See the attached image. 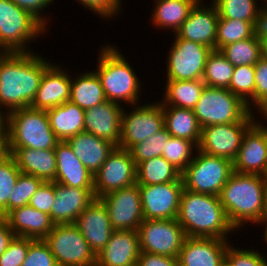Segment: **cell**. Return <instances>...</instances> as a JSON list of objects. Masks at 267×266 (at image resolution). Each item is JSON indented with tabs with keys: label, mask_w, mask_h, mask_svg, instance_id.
I'll list each match as a JSON object with an SVG mask.
<instances>
[{
	"label": "cell",
	"mask_w": 267,
	"mask_h": 266,
	"mask_svg": "<svg viewBox=\"0 0 267 266\" xmlns=\"http://www.w3.org/2000/svg\"><path fill=\"white\" fill-rule=\"evenodd\" d=\"M193 149H198L193 142L170 136L161 156L182 173L193 160Z\"/></svg>",
	"instance_id": "cell-39"
},
{
	"label": "cell",
	"mask_w": 267,
	"mask_h": 266,
	"mask_svg": "<svg viewBox=\"0 0 267 266\" xmlns=\"http://www.w3.org/2000/svg\"><path fill=\"white\" fill-rule=\"evenodd\" d=\"M267 177L233 171L219 195L227 218L235 230L245 223L260 224L264 218Z\"/></svg>",
	"instance_id": "cell-2"
},
{
	"label": "cell",
	"mask_w": 267,
	"mask_h": 266,
	"mask_svg": "<svg viewBox=\"0 0 267 266\" xmlns=\"http://www.w3.org/2000/svg\"><path fill=\"white\" fill-rule=\"evenodd\" d=\"M264 218H267V183L265 186V207H264Z\"/></svg>",
	"instance_id": "cell-59"
},
{
	"label": "cell",
	"mask_w": 267,
	"mask_h": 266,
	"mask_svg": "<svg viewBox=\"0 0 267 266\" xmlns=\"http://www.w3.org/2000/svg\"><path fill=\"white\" fill-rule=\"evenodd\" d=\"M170 136L166 128L163 127L154 135L134 145L129 151L136 166L143 161L161 156L163 151H165L166 141Z\"/></svg>",
	"instance_id": "cell-42"
},
{
	"label": "cell",
	"mask_w": 267,
	"mask_h": 266,
	"mask_svg": "<svg viewBox=\"0 0 267 266\" xmlns=\"http://www.w3.org/2000/svg\"><path fill=\"white\" fill-rule=\"evenodd\" d=\"M10 153L22 173L44 182L55 181L57 162L54 149L10 148Z\"/></svg>",
	"instance_id": "cell-28"
},
{
	"label": "cell",
	"mask_w": 267,
	"mask_h": 266,
	"mask_svg": "<svg viewBox=\"0 0 267 266\" xmlns=\"http://www.w3.org/2000/svg\"><path fill=\"white\" fill-rule=\"evenodd\" d=\"M233 170L267 177V129L253 124L246 131Z\"/></svg>",
	"instance_id": "cell-18"
},
{
	"label": "cell",
	"mask_w": 267,
	"mask_h": 266,
	"mask_svg": "<svg viewBox=\"0 0 267 266\" xmlns=\"http://www.w3.org/2000/svg\"><path fill=\"white\" fill-rule=\"evenodd\" d=\"M106 100L102 83L95 71H87L74 78L71 75L70 102L86 110Z\"/></svg>",
	"instance_id": "cell-32"
},
{
	"label": "cell",
	"mask_w": 267,
	"mask_h": 266,
	"mask_svg": "<svg viewBox=\"0 0 267 266\" xmlns=\"http://www.w3.org/2000/svg\"><path fill=\"white\" fill-rule=\"evenodd\" d=\"M229 244L225 258L232 266H267L264 255L255 249H239Z\"/></svg>",
	"instance_id": "cell-45"
},
{
	"label": "cell",
	"mask_w": 267,
	"mask_h": 266,
	"mask_svg": "<svg viewBox=\"0 0 267 266\" xmlns=\"http://www.w3.org/2000/svg\"><path fill=\"white\" fill-rule=\"evenodd\" d=\"M16 237L5 217L0 216V256L9 247L10 243Z\"/></svg>",
	"instance_id": "cell-53"
},
{
	"label": "cell",
	"mask_w": 267,
	"mask_h": 266,
	"mask_svg": "<svg viewBox=\"0 0 267 266\" xmlns=\"http://www.w3.org/2000/svg\"><path fill=\"white\" fill-rule=\"evenodd\" d=\"M7 126V115L0 109V132Z\"/></svg>",
	"instance_id": "cell-56"
},
{
	"label": "cell",
	"mask_w": 267,
	"mask_h": 266,
	"mask_svg": "<svg viewBox=\"0 0 267 266\" xmlns=\"http://www.w3.org/2000/svg\"><path fill=\"white\" fill-rule=\"evenodd\" d=\"M137 266H178V257L162 256L141 251Z\"/></svg>",
	"instance_id": "cell-51"
},
{
	"label": "cell",
	"mask_w": 267,
	"mask_h": 266,
	"mask_svg": "<svg viewBox=\"0 0 267 266\" xmlns=\"http://www.w3.org/2000/svg\"><path fill=\"white\" fill-rule=\"evenodd\" d=\"M9 135L7 126L0 132V161L10 156Z\"/></svg>",
	"instance_id": "cell-54"
},
{
	"label": "cell",
	"mask_w": 267,
	"mask_h": 266,
	"mask_svg": "<svg viewBox=\"0 0 267 266\" xmlns=\"http://www.w3.org/2000/svg\"><path fill=\"white\" fill-rule=\"evenodd\" d=\"M261 223L263 224V226H265L263 240H264V241H267V218H263V219L260 221V224H261Z\"/></svg>",
	"instance_id": "cell-58"
},
{
	"label": "cell",
	"mask_w": 267,
	"mask_h": 266,
	"mask_svg": "<svg viewBox=\"0 0 267 266\" xmlns=\"http://www.w3.org/2000/svg\"><path fill=\"white\" fill-rule=\"evenodd\" d=\"M254 122L210 125L202 128L198 150L212 156L235 160L246 131Z\"/></svg>",
	"instance_id": "cell-15"
},
{
	"label": "cell",
	"mask_w": 267,
	"mask_h": 266,
	"mask_svg": "<svg viewBox=\"0 0 267 266\" xmlns=\"http://www.w3.org/2000/svg\"><path fill=\"white\" fill-rule=\"evenodd\" d=\"M33 239L16 236L0 256V266H22Z\"/></svg>",
	"instance_id": "cell-46"
},
{
	"label": "cell",
	"mask_w": 267,
	"mask_h": 266,
	"mask_svg": "<svg viewBox=\"0 0 267 266\" xmlns=\"http://www.w3.org/2000/svg\"><path fill=\"white\" fill-rule=\"evenodd\" d=\"M66 70L52 62L41 78L31 108L47 111L70 100L71 73Z\"/></svg>",
	"instance_id": "cell-19"
},
{
	"label": "cell",
	"mask_w": 267,
	"mask_h": 266,
	"mask_svg": "<svg viewBox=\"0 0 267 266\" xmlns=\"http://www.w3.org/2000/svg\"><path fill=\"white\" fill-rule=\"evenodd\" d=\"M173 181H183L181 172L162 156H157L137 165L136 183L154 185Z\"/></svg>",
	"instance_id": "cell-34"
},
{
	"label": "cell",
	"mask_w": 267,
	"mask_h": 266,
	"mask_svg": "<svg viewBox=\"0 0 267 266\" xmlns=\"http://www.w3.org/2000/svg\"><path fill=\"white\" fill-rule=\"evenodd\" d=\"M199 0H155L151 22L155 28L172 30L180 28L188 18L191 9Z\"/></svg>",
	"instance_id": "cell-31"
},
{
	"label": "cell",
	"mask_w": 267,
	"mask_h": 266,
	"mask_svg": "<svg viewBox=\"0 0 267 266\" xmlns=\"http://www.w3.org/2000/svg\"><path fill=\"white\" fill-rule=\"evenodd\" d=\"M74 224L97 255L108 243L114 229L104 203L96 198L76 219Z\"/></svg>",
	"instance_id": "cell-20"
},
{
	"label": "cell",
	"mask_w": 267,
	"mask_h": 266,
	"mask_svg": "<svg viewBox=\"0 0 267 266\" xmlns=\"http://www.w3.org/2000/svg\"><path fill=\"white\" fill-rule=\"evenodd\" d=\"M50 126L60 141L85 131V110L70 101L46 111Z\"/></svg>",
	"instance_id": "cell-29"
},
{
	"label": "cell",
	"mask_w": 267,
	"mask_h": 266,
	"mask_svg": "<svg viewBox=\"0 0 267 266\" xmlns=\"http://www.w3.org/2000/svg\"><path fill=\"white\" fill-rule=\"evenodd\" d=\"M201 128L236 122H254L247 104L227 88L205 86L195 108Z\"/></svg>",
	"instance_id": "cell-6"
},
{
	"label": "cell",
	"mask_w": 267,
	"mask_h": 266,
	"mask_svg": "<svg viewBox=\"0 0 267 266\" xmlns=\"http://www.w3.org/2000/svg\"><path fill=\"white\" fill-rule=\"evenodd\" d=\"M220 18L249 21L252 23L260 6L257 0H211Z\"/></svg>",
	"instance_id": "cell-40"
},
{
	"label": "cell",
	"mask_w": 267,
	"mask_h": 266,
	"mask_svg": "<svg viewBox=\"0 0 267 266\" xmlns=\"http://www.w3.org/2000/svg\"><path fill=\"white\" fill-rule=\"evenodd\" d=\"M176 220L187 237L219 238L235 232L219 196L194 193L183 189Z\"/></svg>",
	"instance_id": "cell-3"
},
{
	"label": "cell",
	"mask_w": 267,
	"mask_h": 266,
	"mask_svg": "<svg viewBox=\"0 0 267 266\" xmlns=\"http://www.w3.org/2000/svg\"><path fill=\"white\" fill-rule=\"evenodd\" d=\"M205 5L199 0L191 9L188 18L181 24L175 35L203 44L216 50V32L219 14L211 1ZM204 5V6H203Z\"/></svg>",
	"instance_id": "cell-17"
},
{
	"label": "cell",
	"mask_w": 267,
	"mask_h": 266,
	"mask_svg": "<svg viewBox=\"0 0 267 266\" xmlns=\"http://www.w3.org/2000/svg\"><path fill=\"white\" fill-rule=\"evenodd\" d=\"M263 2H265L264 4L267 6V0H262Z\"/></svg>",
	"instance_id": "cell-62"
},
{
	"label": "cell",
	"mask_w": 267,
	"mask_h": 266,
	"mask_svg": "<svg viewBox=\"0 0 267 266\" xmlns=\"http://www.w3.org/2000/svg\"><path fill=\"white\" fill-rule=\"evenodd\" d=\"M228 240L186 237L178 255V266H219L224 260Z\"/></svg>",
	"instance_id": "cell-21"
},
{
	"label": "cell",
	"mask_w": 267,
	"mask_h": 266,
	"mask_svg": "<svg viewBox=\"0 0 267 266\" xmlns=\"http://www.w3.org/2000/svg\"><path fill=\"white\" fill-rule=\"evenodd\" d=\"M46 32L24 9L11 0H0V53L31 52L29 43Z\"/></svg>",
	"instance_id": "cell-7"
},
{
	"label": "cell",
	"mask_w": 267,
	"mask_h": 266,
	"mask_svg": "<svg viewBox=\"0 0 267 266\" xmlns=\"http://www.w3.org/2000/svg\"><path fill=\"white\" fill-rule=\"evenodd\" d=\"M142 212L148 219H176L179 211L183 181L154 185H139Z\"/></svg>",
	"instance_id": "cell-16"
},
{
	"label": "cell",
	"mask_w": 267,
	"mask_h": 266,
	"mask_svg": "<svg viewBox=\"0 0 267 266\" xmlns=\"http://www.w3.org/2000/svg\"><path fill=\"white\" fill-rule=\"evenodd\" d=\"M174 36L167 56V80H202L206 60L212 49Z\"/></svg>",
	"instance_id": "cell-11"
},
{
	"label": "cell",
	"mask_w": 267,
	"mask_h": 266,
	"mask_svg": "<svg viewBox=\"0 0 267 266\" xmlns=\"http://www.w3.org/2000/svg\"><path fill=\"white\" fill-rule=\"evenodd\" d=\"M43 182V180L33 175L21 172L9 196V212L15 208L28 205L30 198Z\"/></svg>",
	"instance_id": "cell-43"
},
{
	"label": "cell",
	"mask_w": 267,
	"mask_h": 266,
	"mask_svg": "<svg viewBox=\"0 0 267 266\" xmlns=\"http://www.w3.org/2000/svg\"><path fill=\"white\" fill-rule=\"evenodd\" d=\"M9 148L55 149L60 140L50 126L46 111L31 107L7 114Z\"/></svg>",
	"instance_id": "cell-5"
},
{
	"label": "cell",
	"mask_w": 267,
	"mask_h": 266,
	"mask_svg": "<svg viewBox=\"0 0 267 266\" xmlns=\"http://www.w3.org/2000/svg\"><path fill=\"white\" fill-rule=\"evenodd\" d=\"M164 127L173 137L184 138L197 147L201 139L202 128L192 109L163 106Z\"/></svg>",
	"instance_id": "cell-30"
},
{
	"label": "cell",
	"mask_w": 267,
	"mask_h": 266,
	"mask_svg": "<svg viewBox=\"0 0 267 266\" xmlns=\"http://www.w3.org/2000/svg\"><path fill=\"white\" fill-rule=\"evenodd\" d=\"M44 241L58 266H96V255L74 223L55 224Z\"/></svg>",
	"instance_id": "cell-9"
},
{
	"label": "cell",
	"mask_w": 267,
	"mask_h": 266,
	"mask_svg": "<svg viewBox=\"0 0 267 266\" xmlns=\"http://www.w3.org/2000/svg\"><path fill=\"white\" fill-rule=\"evenodd\" d=\"M22 266H58L50 247L44 240H34Z\"/></svg>",
	"instance_id": "cell-44"
},
{
	"label": "cell",
	"mask_w": 267,
	"mask_h": 266,
	"mask_svg": "<svg viewBox=\"0 0 267 266\" xmlns=\"http://www.w3.org/2000/svg\"><path fill=\"white\" fill-rule=\"evenodd\" d=\"M261 51H262L261 58L267 61V39L261 42Z\"/></svg>",
	"instance_id": "cell-57"
},
{
	"label": "cell",
	"mask_w": 267,
	"mask_h": 266,
	"mask_svg": "<svg viewBox=\"0 0 267 266\" xmlns=\"http://www.w3.org/2000/svg\"><path fill=\"white\" fill-rule=\"evenodd\" d=\"M15 5L24 9L28 12L32 17H34L46 30L48 28V20L47 17L44 16L43 13L45 8L54 0H11ZM43 14V15H42Z\"/></svg>",
	"instance_id": "cell-49"
},
{
	"label": "cell",
	"mask_w": 267,
	"mask_h": 266,
	"mask_svg": "<svg viewBox=\"0 0 267 266\" xmlns=\"http://www.w3.org/2000/svg\"><path fill=\"white\" fill-rule=\"evenodd\" d=\"M252 37L262 42L267 39V6H260L252 21Z\"/></svg>",
	"instance_id": "cell-52"
},
{
	"label": "cell",
	"mask_w": 267,
	"mask_h": 266,
	"mask_svg": "<svg viewBox=\"0 0 267 266\" xmlns=\"http://www.w3.org/2000/svg\"><path fill=\"white\" fill-rule=\"evenodd\" d=\"M99 199L107 209L114 230H138L144 216L137 183L109 192Z\"/></svg>",
	"instance_id": "cell-14"
},
{
	"label": "cell",
	"mask_w": 267,
	"mask_h": 266,
	"mask_svg": "<svg viewBox=\"0 0 267 266\" xmlns=\"http://www.w3.org/2000/svg\"><path fill=\"white\" fill-rule=\"evenodd\" d=\"M136 169L130 151L116 146L94 175L95 197L135 184Z\"/></svg>",
	"instance_id": "cell-13"
},
{
	"label": "cell",
	"mask_w": 267,
	"mask_h": 266,
	"mask_svg": "<svg viewBox=\"0 0 267 266\" xmlns=\"http://www.w3.org/2000/svg\"><path fill=\"white\" fill-rule=\"evenodd\" d=\"M5 218L16 236L44 240L55 223L51 216L29 205L10 211Z\"/></svg>",
	"instance_id": "cell-26"
},
{
	"label": "cell",
	"mask_w": 267,
	"mask_h": 266,
	"mask_svg": "<svg viewBox=\"0 0 267 266\" xmlns=\"http://www.w3.org/2000/svg\"><path fill=\"white\" fill-rule=\"evenodd\" d=\"M124 105L108 100L85 110V132L96 135L119 146L121 116Z\"/></svg>",
	"instance_id": "cell-22"
},
{
	"label": "cell",
	"mask_w": 267,
	"mask_h": 266,
	"mask_svg": "<svg viewBox=\"0 0 267 266\" xmlns=\"http://www.w3.org/2000/svg\"><path fill=\"white\" fill-rule=\"evenodd\" d=\"M219 266H232V264L226 258H224Z\"/></svg>",
	"instance_id": "cell-60"
},
{
	"label": "cell",
	"mask_w": 267,
	"mask_h": 266,
	"mask_svg": "<svg viewBox=\"0 0 267 266\" xmlns=\"http://www.w3.org/2000/svg\"><path fill=\"white\" fill-rule=\"evenodd\" d=\"M192 162L181 173L184 189L219 196L233 173V162L223 157L195 151Z\"/></svg>",
	"instance_id": "cell-8"
},
{
	"label": "cell",
	"mask_w": 267,
	"mask_h": 266,
	"mask_svg": "<svg viewBox=\"0 0 267 266\" xmlns=\"http://www.w3.org/2000/svg\"><path fill=\"white\" fill-rule=\"evenodd\" d=\"M234 66L218 50H212L208 55L203 82L206 86L228 88L233 75Z\"/></svg>",
	"instance_id": "cell-35"
},
{
	"label": "cell",
	"mask_w": 267,
	"mask_h": 266,
	"mask_svg": "<svg viewBox=\"0 0 267 266\" xmlns=\"http://www.w3.org/2000/svg\"><path fill=\"white\" fill-rule=\"evenodd\" d=\"M54 151L57 162L55 183L74 188L94 189V175L76 157L66 141H60Z\"/></svg>",
	"instance_id": "cell-25"
},
{
	"label": "cell",
	"mask_w": 267,
	"mask_h": 266,
	"mask_svg": "<svg viewBox=\"0 0 267 266\" xmlns=\"http://www.w3.org/2000/svg\"><path fill=\"white\" fill-rule=\"evenodd\" d=\"M227 89L234 95L239 96L247 104V107L253 111L252 108H255L254 65L234 67L231 82Z\"/></svg>",
	"instance_id": "cell-37"
},
{
	"label": "cell",
	"mask_w": 267,
	"mask_h": 266,
	"mask_svg": "<svg viewBox=\"0 0 267 266\" xmlns=\"http://www.w3.org/2000/svg\"><path fill=\"white\" fill-rule=\"evenodd\" d=\"M66 142L92 175L99 171L109 154L116 147L112 142L85 131L70 137Z\"/></svg>",
	"instance_id": "cell-27"
},
{
	"label": "cell",
	"mask_w": 267,
	"mask_h": 266,
	"mask_svg": "<svg viewBox=\"0 0 267 266\" xmlns=\"http://www.w3.org/2000/svg\"><path fill=\"white\" fill-rule=\"evenodd\" d=\"M252 37V23L249 21L218 18L216 50L224 46Z\"/></svg>",
	"instance_id": "cell-38"
},
{
	"label": "cell",
	"mask_w": 267,
	"mask_h": 266,
	"mask_svg": "<svg viewBox=\"0 0 267 266\" xmlns=\"http://www.w3.org/2000/svg\"><path fill=\"white\" fill-rule=\"evenodd\" d=\"M220 52L234 66L255 65L262 56L261 42L254 37L224 46Z\"/></svg>",
	"instance_id": "cell-36"
},
{
	"label": "cell",
	"mask_w": 267,
	"mask_h": 266,
	"mask_svg": "<svg viewBox=\"0 0 267 266\" xmlns=\"http://www.w3.org/2000/svg\"><path fill=\"white\" fill-rule=\"evenodd\" d=\"M137 232L141 251L171 257H178L187 237L176 219H144Z\"/></svg>",
	"instance_id": "cell-10"
},
{
	"label": "cell",
	"mask_w": 267,
	"mask_h": 266,
	"mask_svg": "<svg viewBox=\"0 0 267 266\" xmlns=\"http://www.w3.org/2000/svg\"><path fill=\"white\" fill-rule=\"evenodd\" d=\"M255 107L256 108L254 110L257 109L256 110L257 113L260 112L261 114H263V115H261L264 118L263 120H265V119L267 120V96L263 100H261ZM251 113L254 117V124L261 127V128L267 129V125L262 124L263 123L262 121H260V123H259L258 120L255 118V116L257 117L255 112L252 111Z\"/></svg>",
	"instance_id": "cell-55"
},
{
	"label": "cell",
	"mask_w": 267,
	"mask_h": 266,
	"mask_svg": "<svg viewBox=\"0 0 267 266\" xmlns=\"http://www.w3.org/2000/svg\"><path fill=\"white\" fill-rule=\"evenodd\" d=\"M203 80H166L163 106L194 109L204 88Z\"/></svg>",
	"instance_id": "cell-33"
},
{
	"label": "cell",
	"mask_w": 267,
	"mask_h": 266,
	"mask_svg": "<svg viewBox=\"0 0 267 266\" xmlns=\"http://www.w3.org/2000/svg\"><path fill=\"white\" fill-rule=\"evenodd\" d=\"M133 108L129 112L123 108L121 116V138L118 147L127 150L164 127V112L159 101L137 104Z\"/></svg>",
	"instance_id": "cell-12"
},
{
	"label": "cell",
	"mask_w": 267,
	"mask_h": 266,
	"mask_svg": "<svg viewBox=\"0 0 267 266\" xmlns=\"http://www.w3.org/2000/svg\"><path fill=\"white\" fill-rule=\"evenodd\" d=\"M255 106L267 96V61L260 58L254 65Z\"/></svg>",
	"instance_id": "cell-50"
},
{
	"label": "cell",
	"mask_w": 267,
	"mask_h": 266,
	"mask_svg": "<svg viewBox=\"0 0 267 266\" xmlns=\"http://www.w3.org/2000/svg\"><path fill=\"white\" fill-rule=\"evenodd\" d=\"M100 50L94 71L100 78L106 99L121 105H124L122 101L131 106L140 104L141 80L126 57L118 47L108 43Z\"/></svg>",
	"instance_id": "cell-4"
},
{
	"label": "cell",
	"mask_w": 267,
	"mask_h": 266,
	"mask_svg": "<svg viewBox=\"0 0 267 266\" xmlns=\"http://www.w3.org/2000/svg\"><path fill=\"white\" fill-rule=\"evenodd\" d=\"M94 14H99L101 19H113L122 11V0H76ZM101 15V16H100ZM114 16V17H113Z\"/></svg>",
	"instance_id": "cell-48"
},
{
	"label": "cell",
	"mask_w": 267,
	"mask_h": 266,
	"mask_svg": "<svg viewBox=\"0 0 267 266\" xmlns=\"http://www.w3.org/2000/svg\"><path fill=\"white\" fill-rule=\"evenodd\" d=\"M51 65L39 53H0V109L5 114L30 107ZM5 108V109H4Z\"/></svg>",
	"instance_id": "cell-1"
},
{
	"label": "cell",
	"mask_w": 267,
	"mask_h": 266,
	"mask_svg": "<svg viewBox=\"0 0 267 266\" xmlns=\"http://www.w3.org/2000/svg\"><path fill=\"white\" fill-rule=\"evenodd\" d=\"M266 243L265 244H267V241H265ZM264 257H265V260H266V264H267V256L264 254Z\"/></svg>",
	"instance_id": "cell-61"
},
{
	"label": "cell",
	"mask_w": 267,
	"mask_h": 266,
	"mask_svg": "<svg viewBox=\"0 0 267 266\" xmlns=\"http://www.w3.org/2000/svg\"><path fill=\"white\" fill-rule=\"evenodd\" d=\"M21 171L12 155L0 161V216L9 213V196Z\"/></svg>",
	"instance_id": "cell-41"
},
{
	"label": "cell",
	"mask_w": 267,
	"mask_h": 266,
	"mask_svg": "<svg viewBox=\"0 0 267 266\" xmlns=\"http://www.w3.org/2000/svg\"><path fill=\"white\" fill-rule=\"evenodd\" d=\"M55 199V182H43L30 198L29 206L51 216V208Z\"/></svg>",
	"instance_id": "cell-47"
},
{
	"label": "cell",
	"mask_w": 267,
	"mask_h": 266,
	"mask_svg": "<svg viewBox=\"0 0 267 266\" xmlns=\"http://www.w3.org/2000/svg\"><path fill=\"white\" fill-rule=\"evenodd\" d=\"M140 253L137 231L114 230L104 249L96 255V266H134Z\"/></svg>",
	"instance_id": "cell-23"
},
{
	"label": "cell",
	"mask_w": 267,
	"mask_h": 266,
	"mask_svg": "<svg viewBox=\"0 0 267 266\" xmlns=\"http://www.w3.org/2000/svg\"><path fill=\"white\" fill-rule=\"evenodd\" d=\"M95 199L94 189L74 188L55 183L51 219L55 224L74 223Z\"/></svg>",
	"instance_id": "cell-24"
}]
</instances>
